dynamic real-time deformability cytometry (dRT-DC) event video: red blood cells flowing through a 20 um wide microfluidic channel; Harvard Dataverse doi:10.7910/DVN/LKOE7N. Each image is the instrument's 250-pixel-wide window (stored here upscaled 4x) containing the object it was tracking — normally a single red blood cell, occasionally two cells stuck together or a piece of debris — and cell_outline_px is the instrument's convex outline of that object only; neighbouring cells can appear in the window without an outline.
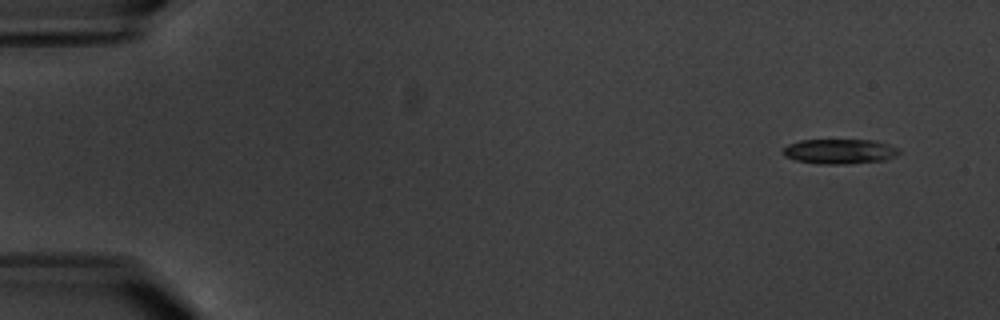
{"species": "common noctule bat (a hibernating species)", "species_latin": "Nyctalus noctula", "temperature_condition": "warm", "stored_images_in_passage": 6, "camera_frame_rate_fps": 3000, "um_per_image_px": 0.085, "animal": {"sex": "male", "body_mass_g": 20.1, "forearm_length_mm": 53.5}, "frame": {"image": 1, "passage_image": 2, "time_ms": 1.333, "image_size_px": [1000, 320], "cell_outline_px": [[900, 152], [896, 156], [884, 160], [848, 164], [820, 164], [796, 160], [784, 156], [780, 152], [788, 144], [800, 140], [872, 140], [900, 148]], "centroid_in_image_um": [71.35, 12.87], "position_along_channel_um": 13.7, "area_um2": 16.88}}
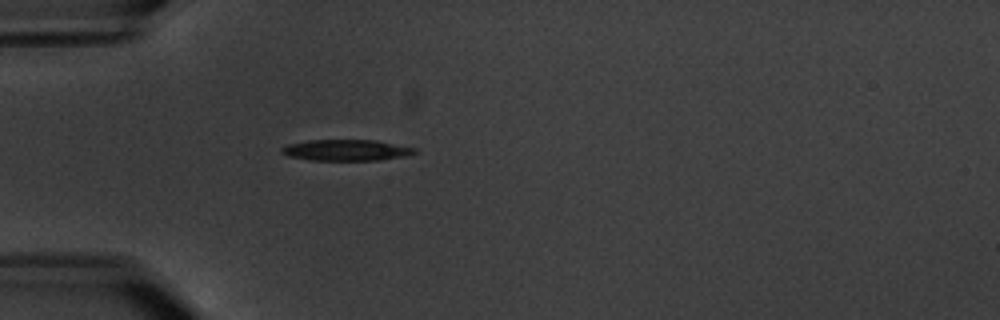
{"frame": {"image": 2, "passage_image": 6, "time_ms": 6.0, "image_size_px": [1000, 320], "cell_outline_px": [[416, 152], [408, 156], [380, 160], [312, 160], [288, 156], [280, 152], [280, 148], [288, 144], [308, 140], [376, 140], [416, 148]], "centroid_in_image_um": [29.44, 12.76], "position_along_channel_um": 55.6, "area_um2": 16.42}}